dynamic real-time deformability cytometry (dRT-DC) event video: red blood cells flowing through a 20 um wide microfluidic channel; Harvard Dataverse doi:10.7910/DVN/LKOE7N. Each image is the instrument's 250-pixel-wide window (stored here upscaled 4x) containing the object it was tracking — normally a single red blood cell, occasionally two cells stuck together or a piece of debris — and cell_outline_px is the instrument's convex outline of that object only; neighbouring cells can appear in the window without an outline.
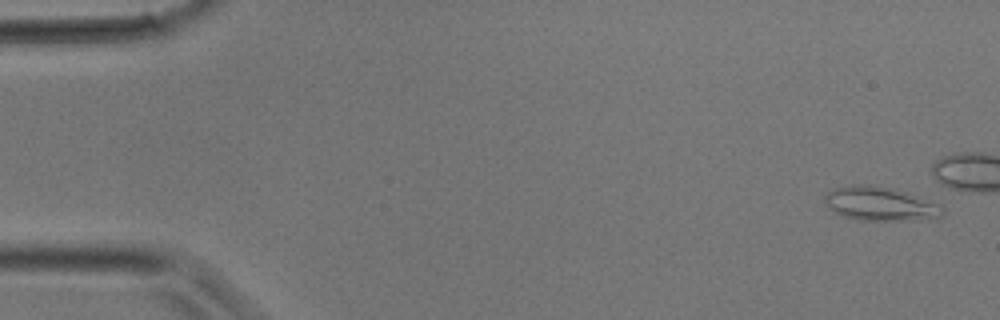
{"species": "common noctule bat (a hibernating species)", "species_latin": "Nyctalus noctula", "temperature_condition": "room temperature", "stored_images_in_passage": 30, "camera_frame_rate_fps": 3000, "um_per_image_px": 0.085, "animal": {"sex": "male", "body_mass_g": 17.9}, "frame": {"image": 1, "passage_image": 2, "time_ms": 0.333, "image_size_px": [1000, 320], "cell_outline_px": [[944, 212], [940, 216], [920, 220], [860, 220], [844, 216], [828, 208], [824, 200], [824, 196], [828, 192], [836, 188], [852, 184], [868, 184], [892, 188], [944, 208]], "centroid_in_image_um": [74.73, 17.33], "position_along_channel_um": 10.3, "area_um2": 22.66}}
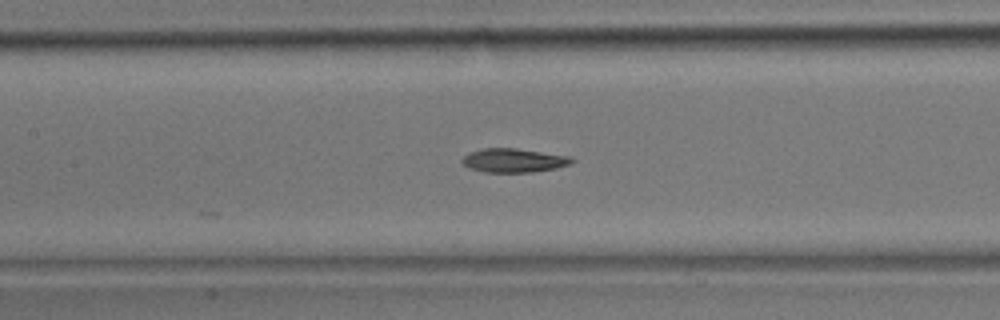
{"frame": {"image": 2, "passage_image": 17, "time_ms": 5.333, "image_size_px": [1000, 320], "cell_outline_px": [[576, 160], [572, 164], [556, 168], [532, 172], [484, 172], [468, 168], [460, 160], [464, 156], [472, 152], [484, 148], [516, 148], [572, 156]], "centroid_in_image_um": [43.72, 13.63], "position_along_channel_um": 163.7, "area_um2": 15.37}}
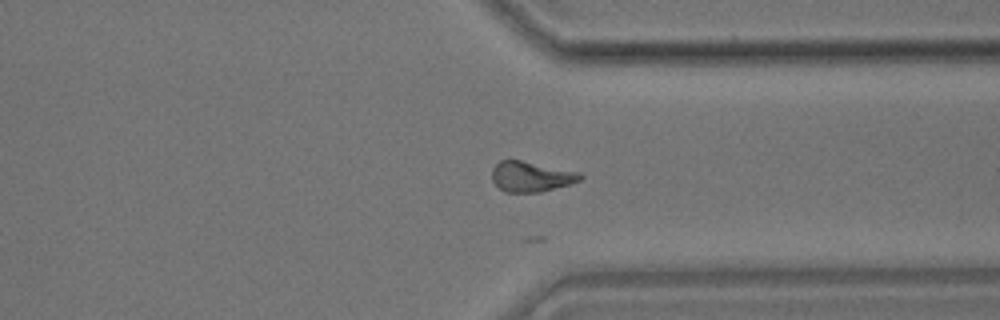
{"frame": {"image": 3, "passage_image": 28, "time_ms": 9.0, "image_size_px": [1000, 320], "cell_outline_px": [[584, 176], [580, 180], [568, 184], [540, 192], [504, 192], [492, 180], [492, 168], [500, 160], [520, 160], [580, 172]], "centroid_in_image_um": [45.13, 15.0], "position_along_channel_um": 366.3, "area_um2": 15.43}}